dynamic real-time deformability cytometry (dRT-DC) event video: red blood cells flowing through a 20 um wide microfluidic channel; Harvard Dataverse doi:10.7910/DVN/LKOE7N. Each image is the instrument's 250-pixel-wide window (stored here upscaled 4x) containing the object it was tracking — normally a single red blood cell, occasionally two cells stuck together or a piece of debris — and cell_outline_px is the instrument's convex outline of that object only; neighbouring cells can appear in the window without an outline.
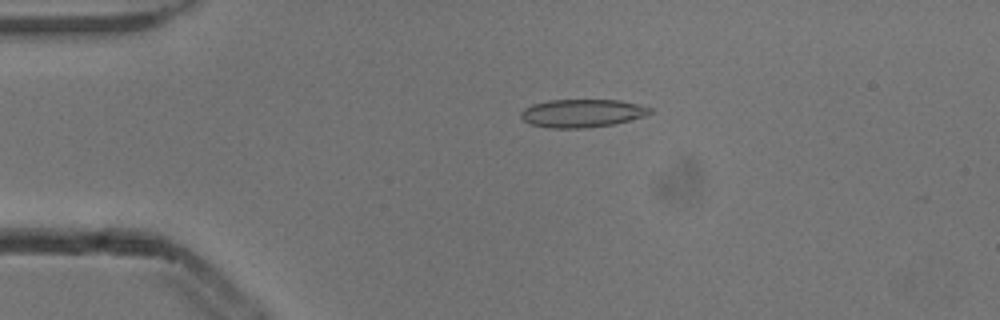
{"species": "common noctule bat (a hibernating species)", "species_latin": "Nyctalus noctula", "temperature_condition": "cold", "stored_images_in_passage": 4, "camera_frame_rate_fps": 3000, "um_per_image_px": 0.085, "animal": {"sex": "male", "body_mass_g": 13.3}, "frame": {"image": 1, "passage_image": 3, "time_ms": 0.667, "image_size_px": [1000, 320], "cell_outline_px": [[652, 112], [648, 116], [616, 124], [588, 128], [548, 128], [532, 124], [524, 120], [520, 116], [520, 112], [524, 108], [532, 104], [548, 100], [620, 100], [652, 108]], "centroid_in_image_um": [49.51, 9.63], "position_along_channel_um": 35.5, "area_um2": 21.39}}